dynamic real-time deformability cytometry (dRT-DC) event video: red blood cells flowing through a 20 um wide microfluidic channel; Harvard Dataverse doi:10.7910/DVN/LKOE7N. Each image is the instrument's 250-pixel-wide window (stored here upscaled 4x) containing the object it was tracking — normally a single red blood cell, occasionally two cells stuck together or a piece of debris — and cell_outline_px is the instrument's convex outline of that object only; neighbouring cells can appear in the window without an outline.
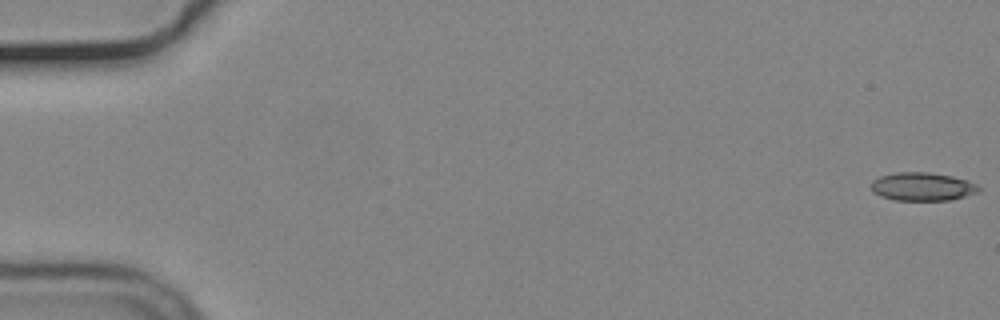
{"species": "common noctule bat (a hibernating species)", "species_latin": "Nyctalus noctula", "temperature_condition": "cold", "stored_images_in_passage": 56, "camera_frame_rate_fps": 3000, "um_per_image_px": 0.085, "animal": {"sex": "male", "body_mass_g": 19.2, "forearm_length_mm": 51.8}, "frame": {"image": 1, "passage_image": 1, "time_ms": 0.0, "image_size_px": [1000, 320], "cell_outline_px": [[984, 188], [980, 192], [948, 200], [896, 200], [880, 196], [872, 192], [872, 180], [880, 176], [896, 172], [928, 172], [952, 176], [976, 184]], "centroid_in_image_um": [78.41, 15.86], "position_along_channel_um": 6.6, "area_um2": 17.74}}
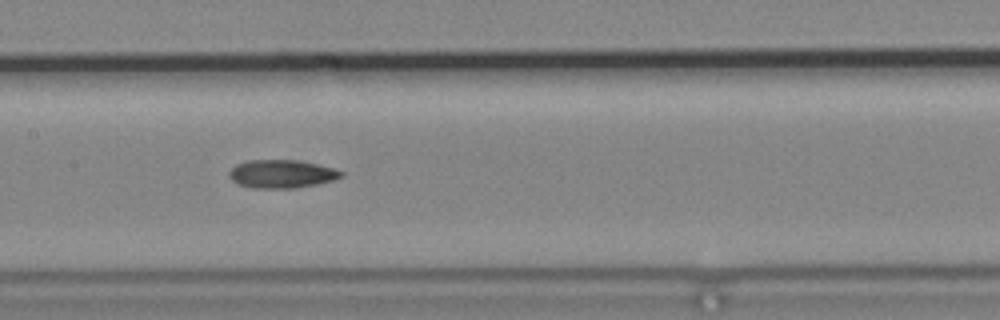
{"frame": {"image": 2, "passage_image": 28, "time_ms": 9.0, "image_size_px": [1000, 320], "cell_outline_px": [[344, 176], [332, 180], [316, 184], [292, 188], [252, 188], [240, 184], [232, 180], [228, 176], [228, 172], [236, 164], [248, 160], [296, 160], [336, 168], [344, 172]], "centroid_in_image_um": [23.94, 14.77], "position_along_channel_um": 183.5, "area_um2": 18.38}}
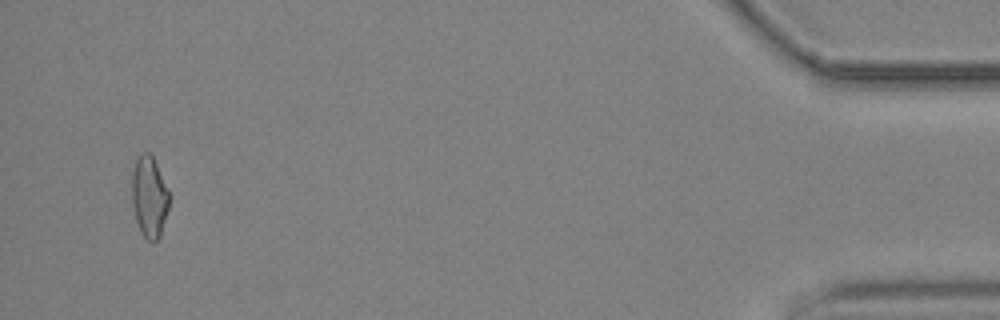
{"frame": {"image": 3, "passage_image": 54, "time_ms": 17.667, "image_size_px": [1000, 320], "cell_outline_px": [[168, 208], [160, 236], [152, 244], [140, 232], [136, 220], [132, 204], [132, 172], [136, 160], [144, 152], [148, 152], [152, 156], [168, 188]], "centroid_in_image_um": [12.68, 16.76], "position_along_channel_um": 422.5, "area_um2": 17.46}, "authors_computed_cell_mechanics": {"area_um2": 18.0047, "velocity_mm_per_s": 3.7082, "shape_relaxation_time_tau1_ms": null, "shape_relaxation_time_tau2_ms": 8.8442, "deformation_change_tau1": null, "deformation_change_tau2": 0.1991}}